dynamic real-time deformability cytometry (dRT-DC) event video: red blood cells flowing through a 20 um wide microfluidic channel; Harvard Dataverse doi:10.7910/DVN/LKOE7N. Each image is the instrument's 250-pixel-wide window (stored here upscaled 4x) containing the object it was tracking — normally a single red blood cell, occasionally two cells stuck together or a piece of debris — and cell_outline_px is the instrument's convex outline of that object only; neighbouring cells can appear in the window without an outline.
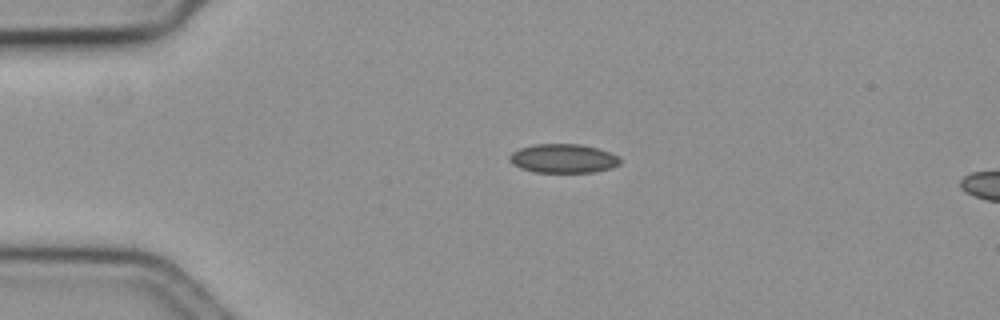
{"species": "common noctule bat (a hibernating species)", "species_latin": "Nyctalus noctula", "temperature_condition": "cold", "stored_images_in_passage": 46, "camera_frame_rate_fps": 3000, "um_per_image_px": 0.085, "animal": {"sex": "female", "body_mass_g": 19.3, "forearm_length_mm": 54.1}, "frame": {"image": 1, "passage_image": 1, "time_ms": 0.0, "image_size_px": [1000, 320], "cell_outline_px": [[620, 164], [612, 168], [592, 172], [536, 172], [520, 168], [512, 164], [508, 160], [508, 156], [512, 152], [520, 148], [532, 144], [580, 144], [612, 152], [620, 160]], "centroid_in_image_um": [47.85, 13.46], "position_along_channel_um": 37.2, "area_um2": 18.73}}
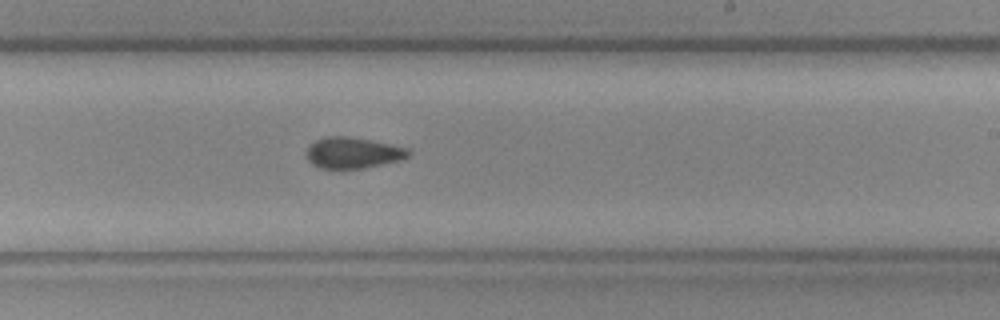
{"frame": {"image": 2, "passage_image": 23, "time_ms": 7.333, "image_size_px": [1000, 320], "cell_outline_px": [[412, 152], [408, 156], [400, 160], [364, 168], [320, 168], [312, 164], [308, 160], [308, 148], [316, 140], [328, 136], [348, 136], [392, 144], [412, 148]], "centroid_in_image_um": [30.07, 12.98], "position_along_channel_um": 258.9, "area_um2": 18.38}}
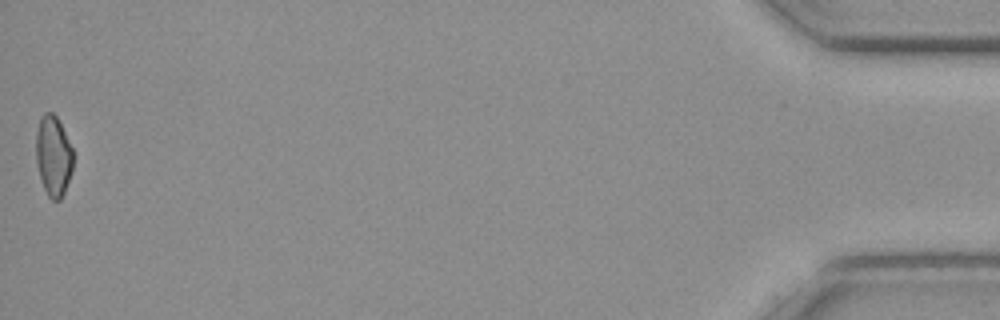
{"frame": {"image": 3, "passage_image": 46, "time_ms": 15.0, "image_size_px": [1000, 320], "cell_outline_px": [[72, 172], [64, 192], [60, 200], [52, 200], [48, 196], [44, 188], [40, 176], [36, 160], [36, 132], [40, 116], [44, 112], [52, 112], [56, 116], [72, 148]], "centroid_in_image_um": [4.52, 13.24], "position_along_channel_um": 430.7, "area_um2": 17.22}, "authors_computed_cell_mechanics": {"area_um2": 18.5538, "velocity_mm_per_s": 3.5743, "shape_relaxation_time_tau1_ms": null, "shape_relaxation_time_tau2_ms": 2.938, "deformation_change_tau1": null, "deformation_change_tau2": 0.0702}}